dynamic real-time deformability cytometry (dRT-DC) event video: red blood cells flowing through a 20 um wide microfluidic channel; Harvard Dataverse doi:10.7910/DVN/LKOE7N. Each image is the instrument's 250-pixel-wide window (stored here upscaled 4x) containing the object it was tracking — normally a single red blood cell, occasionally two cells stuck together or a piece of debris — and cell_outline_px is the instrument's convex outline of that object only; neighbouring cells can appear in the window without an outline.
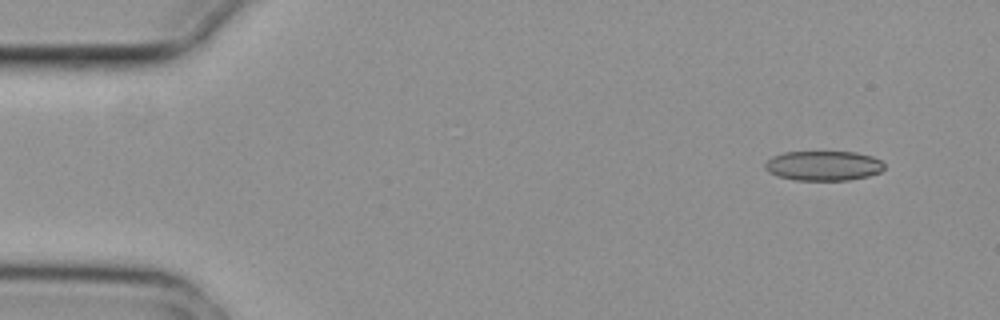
{"species": "common noctule bat (a hibernating species)", "species_latin": "Nyctalus noctula", "temperature_condition": "cold", "stored_images_in_passage": 4, "camera_frame_rate_fps": 3000, "um_per_image_px": 0.085, "animal": {"sex": "female", "body_mass_g": 29.2, "forearm_length_mm": 56.3}, "frame": {"image": 1, "passage_image": 1, "time_ms": 0.0, "image_size_px": [1000, 320], "cell_outline_px": [[884, 168], [880, 172], [868, 176], [848, 180], [796, 180], [776, 176], [768, 172], [764, 168], [764, 164], [772, 156], [784, 152], [856, 152], [872, 156], [880, 160], [884, 164]], "centroid_in_image_um": [69.97, 14.09], "position_along_channel_um": 15.0, "area_um2": 20.75}}
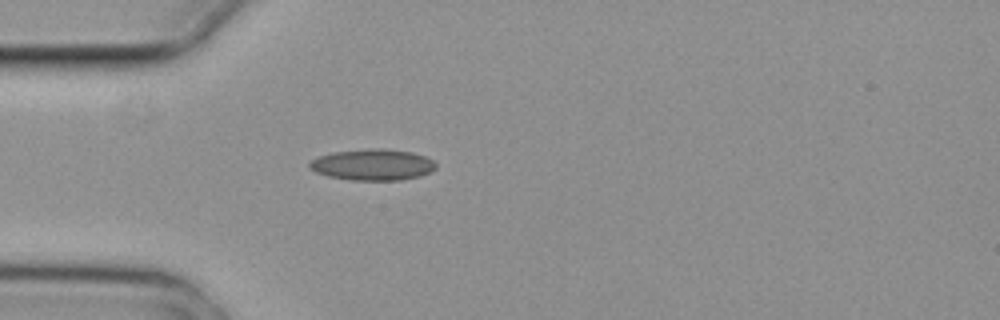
{"frame": {"image": 2, "passage_image": 4, "time_ms": 1.0, "image_size_px": [1000, 320], "cell_outline_px": [[436, 168], [420, 176], [400, 180], [352, 180], [328, 176], [316, 172], [308, 168], [308, 164], [312, 160], [320, 156], [336, 152], [372, 148], [384, 148], [412, 152], [424, 156], [432, 160], [436, 164]], "centroid_in_image_um": [31.68, 14.0], "position_along_channel_um": 53.3, "area_um2": 22.83}}